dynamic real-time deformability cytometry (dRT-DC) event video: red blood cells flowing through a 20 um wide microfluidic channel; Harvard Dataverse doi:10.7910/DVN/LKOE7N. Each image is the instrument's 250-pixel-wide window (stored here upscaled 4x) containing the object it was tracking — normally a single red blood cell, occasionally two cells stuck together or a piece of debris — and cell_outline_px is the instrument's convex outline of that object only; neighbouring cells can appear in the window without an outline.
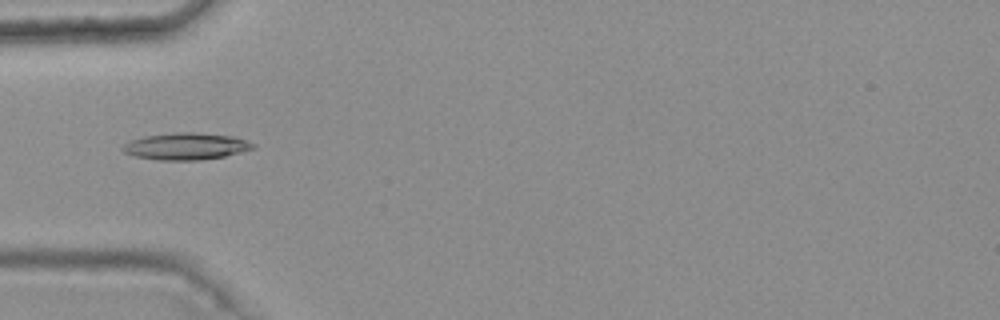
{"species": "common noctule bat (a hibernating species)", "species_latin": "Nyctalus noctula", "temperature_condition": "warm", "stored_images_in_passage": 4, "camera_frame_rate_fps": 3000, "um_per_image_px": 0.085, "animal": {"sex": "female", "body_mass_g": 25.1}, "frame": {"image": 1, "passage_image": 2, "time_ms": 0.333, "image_size_px": [1000, 320], "cell_outline_px": [[256, 148], [224, 156], [200, 160], [160, 160], [136, 156], [124, 152], [120, 148], [124, 144], [132, 140], [144, 136], [176, 132], [192, 132], [236, 136], [256, 144]], "centroid_in_image_um": [15.84, 12.43], "position_along_channel_um": 69.2, "area_um2": 20.4}}
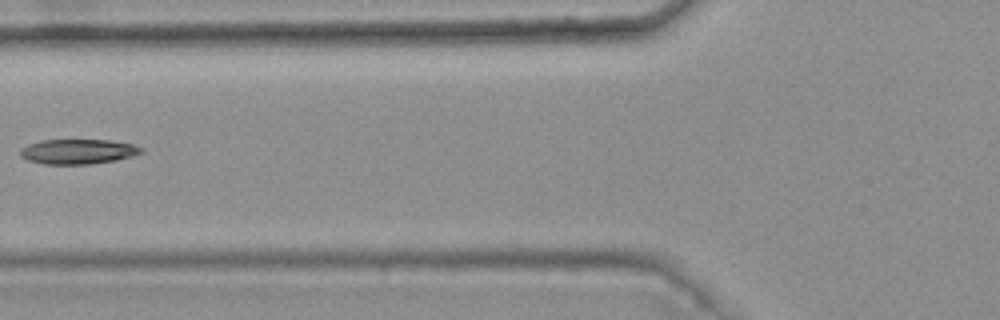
{"frame": {"image": 2, "passage_image": 3, "time_ms": 0.667, "image_size_px": [1000, 320], "cell_outline_px": [[144, 152], [132, 156], [116, 160], [88, 164], [44, 164], [28, 160], [20, 156], [20, 148], [28, 144], [40, 140], [108, 140], [132, 144], [144, 148]], "centroid_in_image_um": [6.62, 12.88], "position_along_channel_um": 119.2, "area_um2": 17.57}}
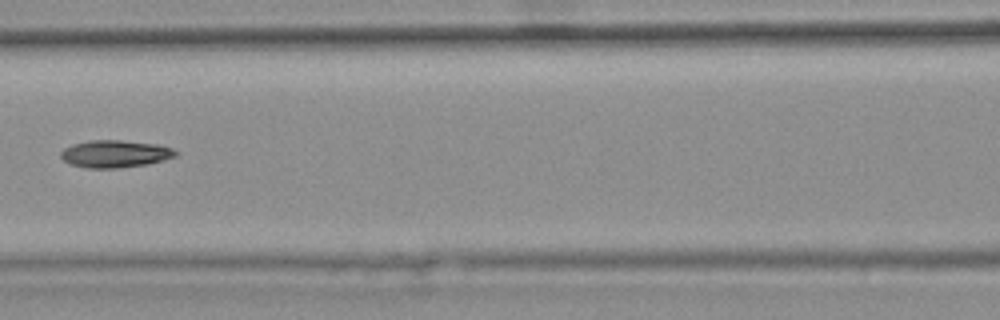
{"frame": {"image": 3, "passage_image": 4, "time_ms": 1.0, "image_size_px": [1000, 320], "cell_outline_px": [[180, 152], [176, 156], [164, 160], [148, 164], [116, 168], [88, 168], [72, 164], [64, 160], [60, 156], [60, 152], [64, 148], [72, 144], [88, 140], [120, 140], [160, 144], [172, 148]], "centroid_in_image_um": [9.82, 13.06], "position_along_channel_um": 156.8, "area_um2": 18.44}}